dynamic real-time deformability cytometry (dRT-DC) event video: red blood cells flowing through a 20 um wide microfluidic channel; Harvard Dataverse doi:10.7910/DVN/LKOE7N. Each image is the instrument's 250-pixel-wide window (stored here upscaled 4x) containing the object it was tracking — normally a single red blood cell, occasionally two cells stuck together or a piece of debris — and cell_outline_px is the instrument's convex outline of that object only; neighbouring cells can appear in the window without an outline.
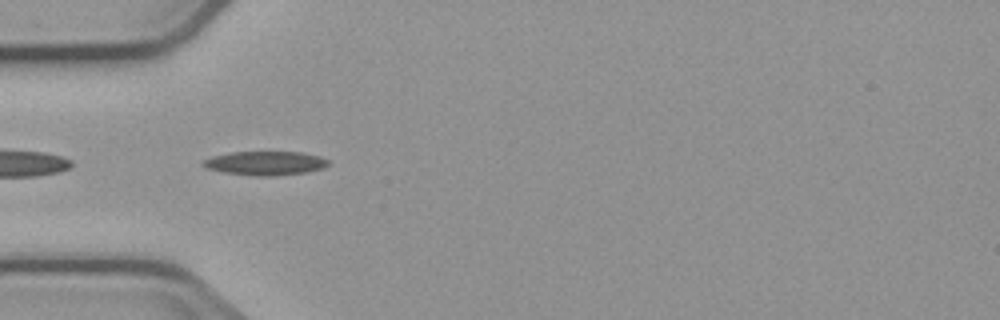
{"species": "common noctule bat (a hibernating species)", "species_latin": "Nyctalus noctula", "temperature_condition": "cold", "stored_images_in_passage": 5, "camera_frame_rate_fps": 3000, "um_per_image_px": 0.085, "animal": {"sex": "male", "body_mass_g": 23.1, "forearm_length_mm": 52.7}, "frame": {"image": 1, "passage_image": 4, "time_ms": 4.333, "image_size_px": [1000, 320], "cell_outline_px": [[328, 164], [324, 168], [304, 172], [276, 176], [256, 176], [224, 172], [208, 168], [200, 164], [204, 160], [212, 156], [232, 152], [300, 152], [320, 156], [328, 160]], "centroid_in_image_um": [22.55, 13.87], "position_along_channel_um": 62.4, "area_um2": 17.34}}
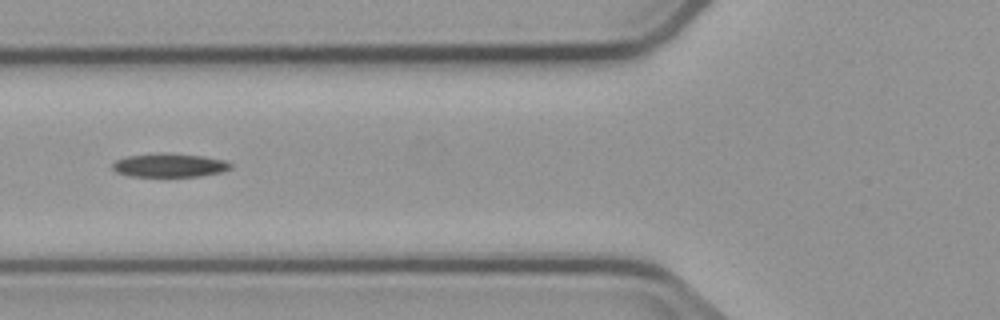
{"frame": {"image": 2, "passage_image": 5, "time_ms": 5.667, "image_size_px": [1000, 320], "cell_outline_px": [[232, 168], [220, 172], [200, 176], [132, 176], [116, 172], [112, 168], [112, 164], [116, 160], [128, 156], [204, 156], [224, 160], [232, 164]], "centroid_in_image_um": [14.44, 14.1], "position_along_channel_um": 111.4, "area_um2": 15.14}}